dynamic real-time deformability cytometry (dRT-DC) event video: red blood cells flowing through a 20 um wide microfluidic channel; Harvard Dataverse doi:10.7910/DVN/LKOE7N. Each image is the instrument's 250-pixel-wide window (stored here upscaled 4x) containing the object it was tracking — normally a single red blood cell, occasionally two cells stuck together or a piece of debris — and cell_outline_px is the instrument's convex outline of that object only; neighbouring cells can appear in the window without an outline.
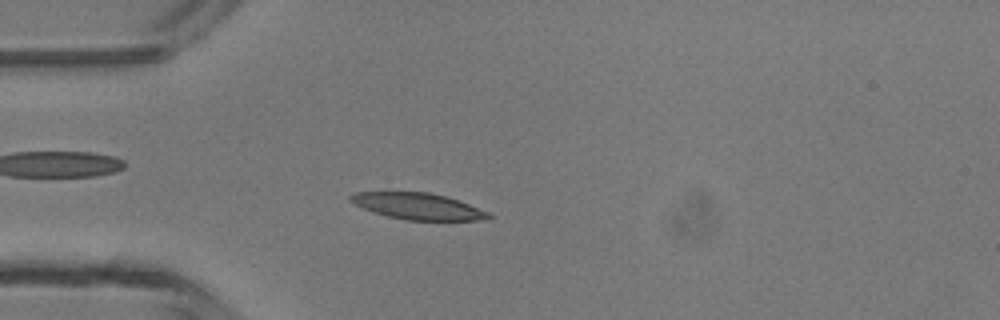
{"species": "common noctule bat (a hibernating species)", "species_latin": "Nyctalus noctula", "temperature_condition": "room temperature", "stored_images_in_passage": 46, "camera_frame_rate_fps": 3000, "um_per_image_px": 0.085, "animal": {"sex": "male", "body_mass_g": 13.3}, "frame": {"image": 1, "passage_image": 12, "time_ms": 3.667, "image_size_px": [1000, 320], "cell_outline_px": [[492, 216], [484, 220], [404, 220], [372, 212], [348, 200], [348, 196], [356, 192], [428, 192], [444, 196], [468, 204], [488, 212]], "centroid_in_image_um": [35.48, 17.53], "position_along_channel_um": 49.5, "area_um2": 20.98}}
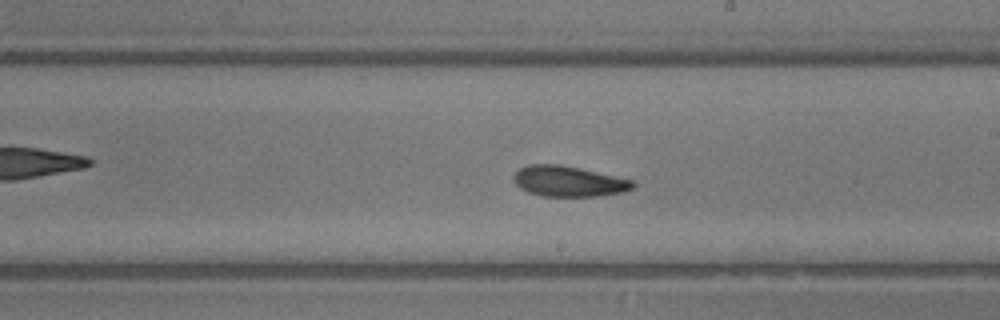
{"frame": {"image": 2, "passage_image": 26, "time_ms": 8.333, "image_size_px": [1000, 320], "cell_outline_px": [[636, 184], [632, 188], [624, 192], [600, 196], [540, 196], [528, 192], [520, 188], [512, 180], [512, 176], [520, 168], [528, 164], [560, 164], [580, 168], [636, 180]], "centroid_in_image_um": [48.35, 15.41], "position_along_channel_um": 240.7, "area_um2": 21.56}}
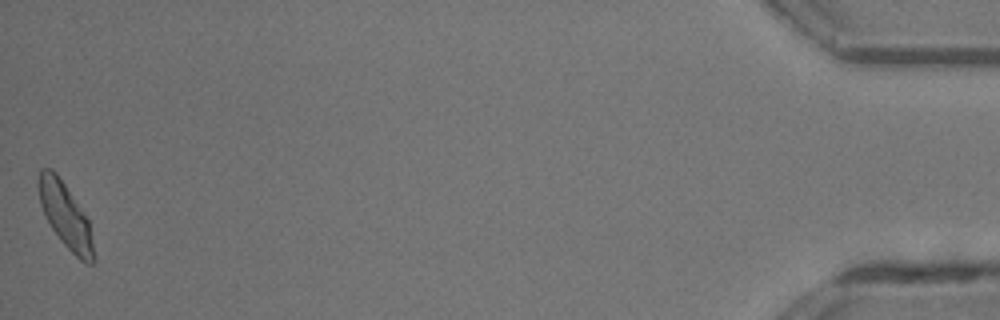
{"frame": {"image": 3, "passage_image": 46, "time_ms": 15.0, "image_size_px": [1000, 320], "cell_outline_px": [[96, 260], [92, 264], [88, 264], [80, 260], [60, 240], [44, 216], [40, 204], [36, 184], [36, 180], [40, 168], [52, 168], [56, 172], [88, 220]], "centroid_in_image_um": [5.52, 18.3], "position_along_channel_um": 429.7, "area_um2": 20.81}, "authors_computed_cell_mechanics": {"area_um2": 21.0681, "velocity_mm_per_s": 4.3514, "shape_relaxation_time_tau1_ms": 2.7824, "shape_relaxation_time_tau2_ms": 2.5781, "deformation_change_tau1": 0.1327, "deformation_change_tau2": 0.0934}}